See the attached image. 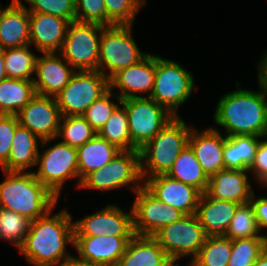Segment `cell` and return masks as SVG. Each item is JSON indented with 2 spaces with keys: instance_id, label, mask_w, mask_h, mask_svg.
I'll return each instance as SVG.
<instances>
[{
  "instance_id": "36",
  "label": "cell",
  "mask_w": 267,
  "mask_h": 266,
  "mask_svg": "<svg viewBox=\"0 0 267 266\" xmlns=\"http://www.w3.org/2000/svg\"><path fill=\"white\" fill-rule=\"evenodd\" d=\"M30 222L19 213L0 208V239L12 242L18 249L28 234Z\"/></svg>"
},
{
  "instance_id": "47",
  "label": "cell",
  "mask_w": 267,
  "mask_h": 266,
  "mask_svg": "<svg viewBox=\"0 0 267 266\" xmlns=\"http://www.w3.org/2000/svg\"><path fill=\"white\" fill-rule=\"evenodd\" d=\"M7 78L5 72L4 49L0 47V81Z\"/></svg>"
},
{
  "instance_id": "18",
  "label": "cell",
  "mask_w": 267,
  "mask_h": 266,
  "mask_svg": "<svg viewBox=\"0 0 267 266\" xmlns=\"http://www.w3.org/2000/svg\"><path fill=\"white\" fill-rule=\"evenodd\" d=\"M156 55L148 54L139 63L118 71L109 79L111 90L118 88L117 95L122 100L128 98L144 97L136 93H146L150 97L155 81ZM150 91V92H149Z\"/></svg>"
},
{
  "instance_id": "21",
  "label": "cell",
  "mask_w": 267,
  "mask_h": 266,
  "mask_svg": "<svg viewBox=\"0 0 267 266\" xmlns=\"http://www.w3.org/2000/svg\"><path fill=\"white\" fill-rule=\"evenodd\" d=\"M220 133L215 128L198 132L193 127L190 131L188 145L208 178L225 169L223 160L225 136H221Z\"/></svg>"
},
{
  "instance_id": "32",
  "label": "cell",
  "mask_w": 267,
  "mask_h": 266,
  "mask_svg": "<svg viewBox=\"0 0 267 266\" xmlns=\"http://www.w3.org/2000/svg\"><path fill=\"white\" fill-rule=\"evenodd\" d=\"M30 45L4 50L5 72L8 78L33 81L35 73V56L29 49Z\"/></svg>"
},
{
  "instance_id": "44",
  "label": "cell",
  "mask_w": 267,
  "mask_h": 266,
  "mask_svg": "<svg viewBox=\"0 0 267 266\" xmlns=\"http://www.w3.org/2000/svg\"><path fill=\"white\" fill-rule=\"evenodd\" d=\"M250 204L253 207L258 229L267 228V198L259 197L256 199L254 192L252 193Z\"/></svg>"
},
{
  "instance_id": "14",
  "label": "cell",
  "mask_w": 267,
  "mask_h": 266,
  "mask_svg": "<svg viewBox=\"0 0 267 266\" xmlns=\"http://www.w3.org/2000/svg\"><path fill=\"white\" fill-rule=\"evenodd\" d=\"M126 213L109 204L84 219L74 221V237L117 236L134 237L133 210Z\"/></svg>"
},
{
  "instance_id": "5",
  "label": "cell",
  "mask_w": 267,
  "mask_h": 266,
  "mask_svg": "<svg viewBox=\"0 0 267 266\" xmlns=\"http://www.w3.org/2000/svg\"><path fill=\"white\" fill-rule=\"evenodd\" d=\"M194 91V78L172 59L156 55L155 81L149 98L164 107L174 117H179L177 109Z\"/></svg>"
},
{
  "instance_id": "48",
  "label": "cell",
  "mask_w": 267,
  "mask_h": 266,
  "mask_svg": "<svg viewBox=\"0 0 267 266\" xmlns=\"http://www.w3.org/2000/svg\"><path fill=\"white\" fill-rule=\"evenodd\" d=\"M253 266H267V251L264 250L262 254L254 262Z\"/></svg>"
},
{
  "instance_id": "30",
  "label": "cell",
  "mask_w": 267,
  "mask_h": 266,
  "mask_svg": "<svg viewBox=\"0 0 267 266\" xmlns=\"http://www.w3.org/2000/svg\"><path fill=\"white\" fill-rule=\"evenodd\" d=\"M166 175L172 179L193 186L201 193L206 192L208 187L209 178L203 172L200 163L189 145L181 151Z\"/></svg>"
},
{
  "instance_id": "9",
  "label": "cell",
  "mask_w": 267,
  "mask_h": 266,
  "mask_svg": "<svg viewBox=\"0 0 267 266\" xmlns=\"http://www.w3.org/2000/svg\"><path fill=\"white\" fill-rule=\"evenodd\" d=\"M121 105L128 115L131 150H140L174 118L149 97L124 99Z\"/></svg>"
},
{
  "instance_id": "13",
  "label": "cell",
  "mask_w": 267,
  "mask_h": 266,
  "mask_svg": "<svg viewBox=\"0 0 267 266\" xmlns=\"http://www.w3.org/2000/svg\"><path fill=\"white\" fill-rule=\"evenodd\" d=\"M135 193L136 199L133 202L132 210L136 235L153 236L162 227L185 215L179 209L167 206L158 200L144 186Z\"/></svg>"
},
{
  "instance_id": "25",
  "label": "cell",
  "mask_w": 267,
  "mask_h": 266,
  "mask_svg": "<svg viewBox=\"0 0 267 266\" xmlns=\"http://www.w3.org/2000/svg\"><path fill=\"white\" fill-rule=\"evenodd\" d=\"M170 262L153 236L135 235L116 266H166Z\"/></svg>"
},
{
  "instance_id": "51",
  "label": "cell",
  "mask_w": 267,
  "mask_h": 266,
  "mask_svg": "<svg viewBox=\"0 0 267 266\" xmlns=\"http://www.w3.org/2000/svg\"><path fill=\"white\" fill-rule=\"evenodd\" d=\"M265 250L267 251V236L264 235Z\"/></svg>"
},
{
  "instance_id": "46",
  "label": "cell",
  "mask_w": 267,
  "mask_h": 266,
  "mask_svg": "<svg viewBox=\"0 0 267 266\" xmlns=\"http://www.w3.org/2000/svg\"><path fill=\"white\" fill-rule=\"evenodd\" d=\"M55 266H89L87 263L79 260L78 258L72 256L64 261H61L58 265Z\"/></svg>"
},
{
  "instance_id": "35",
  "label": "cell",
  "mask_w": 267,
  "mask_h": 266,
  "mask_svg": "<svg viewBox=\"0 0 267 266\" xmlns=\"http://www.w3.org/2000/svg\"><path fill=\"white\" fill-rule=\"evenodd\" d=\"M259 233L260 230L257 226L255 213L249 202L238 206L224 236L231 240L249 237H264V235H260Z\"/></svg>"
},
{
  "instance_id": "10",
  "label": "cell",
  "mask_w": 267,
  "mask_h": 266,
  "mask_svg": "<svg viewBox=\"0 0 267 266\" xmlns=\"http://www.w3.org/2000/svg\"><path fill=\"white\" fill-rule=\"evenodd\" d=\"M109 89V79L99 70L76 71L55 97L61 116L83 115Z\"/></svg>"
},
{
  "instance_id": "34",
  "label": "cell",
  "mask_w": 267,
  "mask_h": 266,
  "mask_svg": "<svg viewBox=\"0 0 267 266\" xmlns=\"http://www.w3.org/2000/svg\"><path fill=\"white\" fill-rule=\"evenodd\" d=\"M97 132L88 124L82 116H62L60 120L59 133L62 143L78 148L92 139Z\"/></svg>"
},
{
  "instance_id": "15",
  "label": "cell",
  "mask_w": 267,
  "mask_h": 266,
  "mask_svg": "<svg viewBox=\"0 0 267 266\" xmlns=\"http://www.w3.org/2000/svg\"><path fill=\"white\" fill-rule=\"evenodd\" d=\"M16 116L21 126L41 139V145L57 138L62 116L55 97L36 93Z\"/></svg>"
},
{
  "instance_id": "2",
  "label": "cell",
  "mask_w": 267,
  "mask_h": 266,
  "mask_svg": "<svg viewBox=\"0 0 267 266\" xmlns=\"http://www.w3.org/2000/svg\"><path fill=\"white\" fill-rule=\"evenodd\" d=\"M239 88L218 102L214 122L225 128V136H267V92Z\"/></svg>"
},
{
  "instance_id": "42",
  "label": "cell",
  "mask_w": 267,
  "mask_h": 266,
  "mask_svg": "<svg viewBox=\"0 0 267 266\" xmlns=\"http://www.w3.org/2000/svg\"><path fill=\"white\" fill-rule=\"evenodd\" d=\"M19 124L16 115L0 114V165L8 161L16 126Z\"/></svg>"
},
{
  "instance_id": "24",
  "label": "cell",
  "mask_w": 267,
  "mask_h": 266,
  "mask_svg": "<svg viewBox=\"0 0 267 266\" xmlns=\"http://www.w3.org/2000/svg\"><path fill=\"white\" fill-rule=\"evenodd\" d=\"M239 205L232 201L211 198L204 192L195 214L207 236L225 235Z\"/></svg>"
},
{
  "instance_id": "12",
  "label": "cell",
  "mask_w": 267,
  "mask_h": 266,
  "mask_svg": "<svg viewBox=\"0 0 267 266\" xmlns=\"http://www.w3.org/2000/svg\"><path fill=\"white\" fill-rule=\"evenodd\" d=\"M36 179L46 186L58 199L66 179L78 178L77 149L58 142L38 153Z\"/></svg>"
},
{
  "instance_id": "22",
  "label": "cell",
  "mask_w": 267,
  "mask_h": 266,
  "mask_svg": "<svg viewBox=\"0 0 267 266\" xmlns=\"http://www.w3.org/2000/svg\"><path fill=\"white\" fill-rule=\"evenodd\" d=\"M30 45V18L27 7L20 0L4 9L0 5V47L5 49Z\"/></svg>"
},
{
  "instance_id": "49",
  "label": "cell",
  "mask_w": 267,
  "mask_h": 266,
  "mask_svg": "<svg viewBox=\"0 0 267 266\" xmlns=\"http://www.w3.org/2000/svg\"><path fill=\"white\" fill-rule=\"evenodd\" d=\"M259 184H263L264 187H267V176Z\"/></svg>"
},
{
  "instance_id": "28",
  "label": "cell",
  "mask_w": 267,
  "mask_h": 266,
  "mask_svg": "<svg viewBox=\"0 0 267 266\" xmlns=\"http://www.w3.org/2000/svg\"><path fill=\"white\" fill-rule=\"evenodd\" d=\"M258 138L264 137L253 135L225 136L223 148L225 169L248 170L256 155L260 142Z\"/></svg>"
},
{
  "instance_id": "3",
  "label": "cell",
  "mask_w": 267,
  "mask_h": 266,
  "mask_svg": "<svg viewBox=\"0 0 267 266\" xmlns=\"http://www.w3.org/2000/svg\"><path fill=\"white\" fill-rule=\"evenodd\" d=\"M0 183V208L34 221L53 210L59 199L31 172H7Z\"/></svg>"
},
{
  "instance_id": "4",
  "label": "cell",
  "mask_w": 267,
  "mask_h": 266,
  "mask_svg": "<svg viewBox=\"0 0 267 266\" xmlns=\"http://www.w3.org/2000/svg\"><path fill=\"white\" fill-rule=\"evenodd\" d=\"M191 129L181 117H174L139 150L142 179L169 172L188 146Z\"/></svg>"
},
{
  "instance_id": "26",
  "label": "cell",
  "mask_w": 267,
  "mask_h": 266,
  "mask_svg": "<svg viewBox=\"0 0 267 266\" xmlns=\"http://www.w3.org/2000/svg\"><path fill=\"white\" fill-rule=\"evenodd\" d=\"M77 149L79 188L81 181L91 172L105 167L121 151L98 133Z\"/></svg>"
},
{
  "instance_id": "16",
  "label": "cell",
  "mask_w": 267,
  "mask_h": 266,
  "mask_svg": "<svg viewBox=\"0 0 267 266\" xmlns=\"http://www.w3.org/2000/svg\"><path fill=\"white\" fill-rule=\"evenodd\" d=\"M143 186L167 206L177 208L185 215L196 213L201 192L191 185L159 174L146 178Z\"/></svg>"
},
{
  "instance_id": "43",
  "label": "cell",
  "mask_w": 267,
  "mask_h": 266,
  "mask_svg": "<svg viewBox=\"0 0 267 266\" xmlns=\"http://www.w3.org/2000/svg\"><path fill=\"white\" fill-rule=\"evenodd\" d=\"M264 138L260 140L254 160L248 169L259 183L267 176V136Z\"/></svg>"
},
{
  "instance_id": "27",
  "label": "cell",
  "mask_w": 267,
  "mask_h": 266,
  "mask_svg": "<svg viewBox=\"0 0 267 266\" xmlns=\"http://www.w3.org/2000/svg\"><path fill=\"white\" fill-rule=\"evenodd\" d=\"M38 140L34 133L26 127L16 126L8 161L2 166L3 171L25 172L36 166L39 153Z\"/></svg>"
},
{
  "instance_id": "50",
  "label": "cell",
  "mask_w": 267,
  "mask_h": 266,
  "mask_svg": "<svg viewBox=\"0 0 267 266\" xmlns=\"http://www.w3.org/2000/svg\"><path fill=\"white\" fill-rule=\"evenodd\" d=\"M166 266H179L178 264H175V261H171L168 265ZM191 266V265H190Z\"/></svg>"
},
{
  "instance_id": "39",
  "label": "cell",
  "mask_w": 267,
  "mask_h": 266,
  "mask_svg": "<svg viewBox=\"0 0 267 266\" xmlns=\"http://www.w3.org/2000/svg\"><path fill=\"white\" fill-rule=\"evenodd\" d=\"M106 15L114 24H131L146 0H104Z\"/></svg>"
},
{
  "instance_id": "33",
  "label": "cell",
  "mask_w": 267,
  "mask_h": 266,
  "mask_svg": "<svg viewBox=\"0 0 267 266\" xmlns=\"http://www.w3.org/2000/svg\"><path fill=\"white\" fill-rule=\"evenodd\" d=\"M118 106L98 134L120 150H131L128 115L124 105Z\"/></svg>"
},
{
  "instance_id": "8",
  "label": "cell",
  "mask_w": 267,
  "mask_h": 266,
  "mask_svg": "<svg viewBox=\"0 0 267 266\" xmlns=\"http://www.w3.org/2000/svg\"><path fill=\"white\" fill-rule=\"evenodd\" d=\"M128 185L134 193L143 186L139 150H121L105 167L88 174L79 188L105 192Z\"/></svg>"
},
{
  "instance_id": "11",
  "label": "cell",
  "mask_w": 267,
  "mask_h": 266,
  "mask_svg": "<svg viewBox=\"0 0 267 266\" xmlns=\"http://www.w3.org/2000/svg\"><path fill=\"white\" fill-rule=\"evenodd\" d=\"M153 237L171 261L176 262L182 256H191V262L203 246L207 235L196 214H191L162 227Z\"/></svg>"
},
{
  "instance_id": "40",
  "label": "cell",
  "mask_w": 267,
  "mask_h": 266,
  "mask_svg": "<svg viewBox=\"0 0 267 266\" xmlns=\"http://www.w3.org/2000/svg\"><path fill=\"white\" fill-rule=\"evenodd\" d=\"M23 2V0H20ZM31 4L27 10L56 15L67 19L69 22L76 21V0H24Z\"/></svg>"
},
{
  "instance_id": "20",
  "label": "cell",
  "mask_w": 267,
  "mask_h": 266,
  "mask_svg": "<svg viewBox=\"0 0 267 266\" xmlns=\"http://www.w3.org/2000/svg\"><path fill=\"white\" fill-rule=\"evenodd\" d=\"M29 18L30 46L35 44L41 53L60 51L70 22L56 15L38 12H29Z\"/></svg>"
},
{
  "instance_id": "17",
  "label": "cell",
  "mask_w": 267,
  "mask_h": 266,
  "mask_svg": "<svg viewBox=\"0 0 267 266\" xmlns=\"http://www.w3.org/2000/svg\"><path fill=\"white\" fill-rule=\"evenodd\" d=\"M133 237L96 236L74 237L79 260L89 266H116Z\"/></svg>"
},
{
  "instance_id": "19",
  "label": "cell",
  "mask_w": 267,
  "mask_h": 266,
  "mask_svg": "<svg viewBox=\"0 0 267 266\" xmlns=\"http://www.w3.org/2000/svg\"><path fill=\"white\" fill-rule=\"evenodd\" d=\"M75 72L58 52L44 53L36 60L37 78H33L35 92L56 97L68 85Z\"/></svg>"
},
{
  "instance_id": "6",
  "label": "cell",
  "mask_w": 267,
  "mask_h": 266,
  "mask_svg": "<svg viewBox=\"0 0 267 266\" xmlns=\"http://www.w3.org/2000/svg\"><path fill=\"white\" fill-rule=\"evenodd\" d=\"M131 28V24L104 27L100 39L98 70L108 79L118 71L139 63L148 55L139 50Z\"/></svg>"
},
{
  "instance_id": "37",
  "label": "cell",
  "mask_w": 267,
  "mask_h": 266,
  "mask_svg": "<svg viewBox=\"0 0 267 266\" xmlns=\"http://www.w3.org/2000/svg\"><path fill=\"white\" fill-rule=\"evenodd\" d=\"M264 250V237L234 239L228 266H253Z\"/></svg>"
},
{
  "instance_id": "7",
  "label": "cell",
  "mask_w": 267,
  "mask_h": 266,
  "mask_svg": "<svg viewBox=\"0 0 267 266\" xmlns=\"http://www.w3.org/2000/svg\"><path fill=\"white\" fill-rule=\"evenodd\" d=\"M103 25L70 22L63 45L58 52L76 71L98 70Z\"/></svg>"
},
{
  "instance_id": "1",
  "label": "cell",
  "mask_w": 267,
  "mask_h": 266,
  "mask_svg": "<svg viewBox=\"0 0 267 266\" xmlns=\"http://www.w3.org/2000/svg\"><path fill=\"white\" fill-rule=\"evenodd\" d=\"M51 211L30 222L28 234L18 248L35 266H54L72 257L65 252L68 243L74 244L72 216L66 209L54 215Z\"/></svg>"
},
{
  "instance_id": "38",
  "label": "cell",
  "mask_w": 267,
  "mask_h": 266,
  "mask_svg": "<svg viewBox=\"0 0 267 266\" xmlns=\"http://www.w3.org/2000/svg\"><path fill=\"white\" fill-rule=\"evenodd\" d=\"M111 97H115L121 104L122 99L113 94V91L109 88L102 96L94 101L82 115L88 124L98 133L102 127L106 124L112 113L119 106L111 101Z\"/></svg>"
},
{
  "instance_id": "45",
  "label": "cell",
  "mask_w": 267,
  "mask_h": 266,
  "mask_svg": "<svg viewBox=\"0 0 267 266\" xmlns=\"http://www.w3.org/2000/svg\"><path fill=\"white\" fill-rule=\"evenodd\" d=\"M267 52V51H266ZM258 68V85L259 88L267 92V53L257 66Z\"/></svg>"
},
{
  "instance_id": "41",
  "label": "cell",
  "mask_w": 267,
  "mask_h": 266,
  "mask_svg": "<svg viewBox=\"0 0 267 266\" xmlns=\"http://www.w3.org/2000/svg\"><path fill=\"white\" fill-rule=\"evenodd\" d=\"M76 21L115 25L106 15L104 0H76Z\"/></svg>"
},
{
  "instance_id": "23",
  "label": "cell",
  "mask_w": 267,
  "mask_h": 266,
  "mask_svg": "<svg viewBox=\"0 0 267 266\" xmlns=\"http://www.w3.org/2000/svg\"><path fill=\"white\" fill-rule=\"evenodd\" d=\"M247 172L249 170H220L209 178L205 193L217 200L249 203L254 190L249 183Z\"/></svg>"
},
{
  "instance_id": "29",
  "label": "cell",
  "mask_w": 267,
  "mask_h": 266,
  "mask_svg": "<svg viewBox=\"0 0 267 266\" xmlns=\"http://www.w3.org/2000/svg\"><path fill=\"white\" fill-rule=\"evenodd\" d=\"M36 94L33 81L5 78L0 81V114L16 115Z\"/></svg>"
},
{
  "instance_id": "31",
  "label": "cell",
  "mask_w": 267,
  "mask_h": 266,
  "mask_svg": "<svg viewBox=\"0 0 267 266\" xmlns=\"http://www.w3.org/2000/svg\"><path fill=\"white\" fill-rule=\"evenodd\" d=\"M232 240L224 235L207 236L191 266H228Z\"/></svg>"
}]
</instances>
